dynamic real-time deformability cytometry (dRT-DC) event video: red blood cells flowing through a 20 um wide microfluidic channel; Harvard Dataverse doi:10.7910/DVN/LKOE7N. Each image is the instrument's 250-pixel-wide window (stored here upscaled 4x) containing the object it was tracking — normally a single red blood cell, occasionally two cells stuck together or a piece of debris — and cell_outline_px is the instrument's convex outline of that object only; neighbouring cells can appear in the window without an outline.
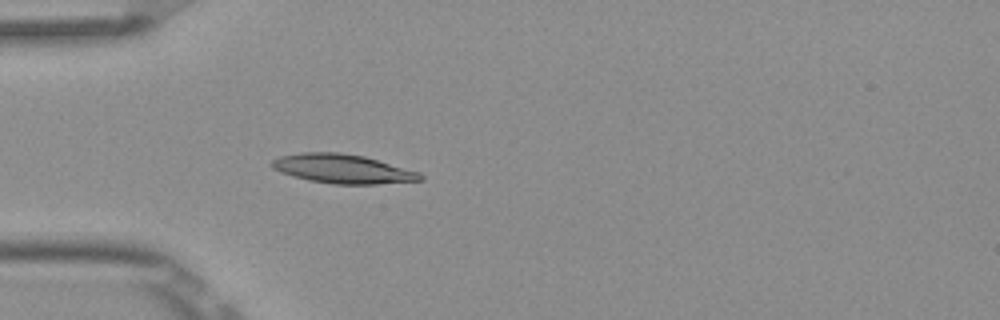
{"species": "Egyptian fruit bat (a non-hibernating species)", "species_latin": "Rousettus aegyptiacus", "temperature_condition": "room temperature", "stored_images_in_passage": 2, "camera_frame_rate_fps": 3000, "um_per_image_px": 0.085, "frame": {"image": 1, "passage_image": 2, "time_ms": 0.333, "image_size_px": [1000, 320], "cell_outline_px": [[424, 180], [376, 184], [332, 184], [308, 180], [280, 172], [272, 168], [268, 164], [272, 160], [280, 156], [304, 152], [340, 152], [364, 156], [420, 172], [424, 176]], "centroid_in_image_um": [29.12, 14.35], "position_along_channel_um": 55.9, "area_um2": 25.26}}